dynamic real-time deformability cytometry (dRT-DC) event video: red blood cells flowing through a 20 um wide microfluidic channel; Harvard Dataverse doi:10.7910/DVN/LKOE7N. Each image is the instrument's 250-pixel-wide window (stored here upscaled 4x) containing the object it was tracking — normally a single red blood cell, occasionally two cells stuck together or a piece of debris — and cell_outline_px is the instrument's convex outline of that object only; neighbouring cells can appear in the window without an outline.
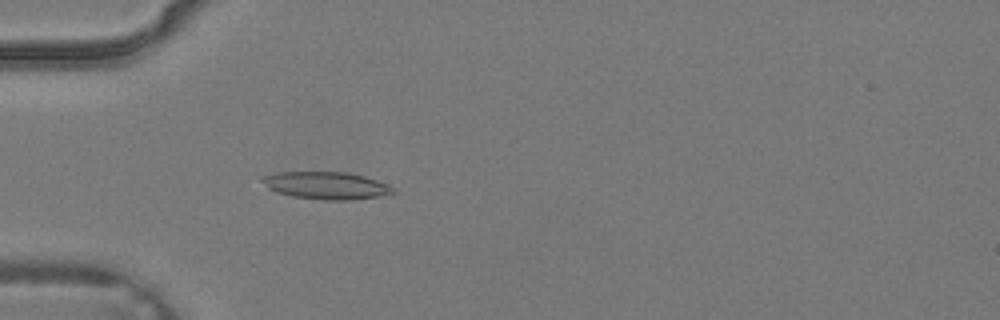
{"species": "common noctule bat (a hibernating species)", "species_latin": "Nyctalus noctula", "temperature_condition": "warm", "stored_images_in_passage": 2, "camera_frame_rate_fps": 3000, "um_per_image_px": 0.085, "animal": {"sex": "male", "body_mass_g": 19.2, "forearm_length_mm": 51.8}, "frame": {"image": 1, "passage_image": 2, "time_ms": 0.333, "image_size_px": [1000, 320], "cell_outline_px": [[396, 192], [392, 196], [344, 200], [324, 200], [292, 196], [276, 192], [268, 188], [260, 180], [260, 176], [280, 172], [348, 172], [364, 176], [376, 180], [392, 188]], "centroid_in_image_um": [27.74, 15.77], "position_along_channel_um": 57.3, "area_um2": 21.04}}